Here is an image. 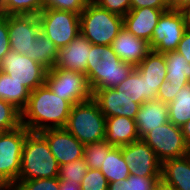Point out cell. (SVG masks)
<instances>
[{
	"mask_svg": "<svg viewBox=\"0 0 190 190\" xmlns=\"http://www.w3.org/2000/svg\"><path fill=\"white\" fill-rule=\"evenodd\" d=\"M72 106L44 84L30 92L28 103L21 111V124L30 132L36 133L64 128Z\"/></svg>",
	"mask_w": 190,
	"mask_h": 190,
	"instance_id": "1",
	"label": "cell"
},
{
	"mask_svg": "<svg viewBox=\"0 0 190 190\" xmlns=\"http://www.w3.org/2000/svg\"><path fill=\"white\" fill-rule=\"evenodd\" d=\"M135 68L124 63L111 45H93L89 51L86 77L93 92L95 89L116 88Z\"/></svg>",
	"mask_w": 190,
	"mask_h": 190,
	"instance_id": "2",
	"label": "cell"
},
{
	"mask_svg": "<svg viewBox=\"0 0 190 190\" xmlns=\"http://www.w3.org/2000/svg\"><path fill=\"white\" fill-rule=\"evenodd\" d=\"M59 164L50 151L47 140L30 132L24 141L18 181L58 177Z\"/></svg>",
	"mask_w": 190,
	"mask_h": 190,
	"instance_id": "3",
	"label": "cell"
},
{
	"mask_svg": "<svg viewBox=\"0 0 190 190\" xmlns=\"http://www.w3.org/2000/svg\"><path fill=\"white\" fill-rule=\"evenodd\" d=\"M123 28V16L98 4H86L80 14V33L93 45H111Z\"/></svg>",
	"mask_w": 190,
	"mask_h": 190,
	"instance_id": "4",
	"label": "cell"
},
{
	"mask_svg": "<svg viewBox=\"0 0 190 190\" xmlns=\"http://www.w3.org/2000/svg\"><path fill=\"white\" fill-rule=\"evenodd\" d=\"M82 144L105 140L106 117L93 100L72 106L64 127Z\"/></svg>",
	"mask_w": 190,
	"mask_h": 190,
	"instance_id": "5",
	"label": "cell"
},
{
	"mask_svg": "<svg viewBox=\"0 0 190 190\" xmlns=\"http://www.w3.org/2000/svg\"><path fill=\"white\" fill-rule=\"evenodd\" d=\"M30 131L23 125L4 131L0 137V188L13 187L18 182L24 141Z\"/></svg>",
	"mask_w": 190,
	"mask_h": 190,
	"instance_id": "6",
	"label": "cell"
},
{
	"mask_svg": "<svg viewBox=\"0 0 190 190\" xmlns=\"http://www.w3.org/2000/svg\"><path fill=\"white\" fill-rule=\"evenodd\" d=\"M40 31L48 37L57 48L70 44L80 34V15L64 10L44 8L37 15Z\"/></svg>",
	"mask_w": 190,
	"mask_h": 190,
	"instance_id": "7",
	"label": "cell"
},
{
	"mask_svg": "<svg viewBox=\"0 0 190 190\" xmlns=\"http://www.w3.org/2000/svg\"><path fill=\"white\" fill-rule=\"evenodd\" d=\"M45 84L59 98L72 105L92 99V91L85 74L64 68L47 70Z\"/></svg>",
	"mask_w": 190,
	"mask_h": 190,
	"instance_id": "8",
	"label": "cell"
},
{
	"mask_svg": "<svg viewBox=\"0 0 190 190\" xmlns=\"http://www.w3.org/2000/svg\"><path fill=\"white\" fill-rule=\"evenodd\" d=\"M0 70L30 92L45 84L47 69L27 55L9 50L0 61Z\"/></svg>",
	"mask_w": 190,
	"mask_h": 190,
	"instance_id": "9",
	"label": "cell"
},
{
	"mask_svg": "<svg viewBox=\"0 0 190 190\" xmlns=\"http://www.w3.org/2000/svg\"><path fill=\"white\" fill-rule=\"evenodd\" d=\"M142 139L161 162L185 156L188 150L181 127L170 121L151 130Z\"/></svg>",
	"mask_w": 190,
	"mask_h": 190,
	"instance_id": "10",
	"label": "cell"
},
{
	"mask_svg": "<svg viewBox=\"0 0 190 190\" xmlns=\"http://www.w3.org/2000/svg\"><path fill=\"white\" fill-rule=\"evenodd\" d=\"M186 29L184 16L180 10L164 11L154 28L149 43L150 49L163 54L176 50Z\"/></svg>",
	"mask_w": 190,
	"mask_h": 190,
	"instance_id": "11",
	"label": "cell"
},
{
	"mask_svg": "<svg viewBox=\"0 0 190 190\" xmlns=\"http://www.w3.org/2000/svg\"><path fill=\"white\" fill-rule=\"evenodd\" d=\"M121 151L129 166L130 175L161 177L162 162L143 139L121 146Z\"/></svg>",
	"mask_w": 190,
	"mask_h": 190,
	"instance_id": "12",
	"label": "cell"
},
{
	"mask_svg": "<svg viewBox=\"0 0 190 190\" xmlns=\"http://www.w3.org/2000/svg\"><path fill=\"white\" fill-rule=\"evenodd\" d=\"M10 49L20 54H30L32 43L40 33L37 15H7Z\"/></svg>",
	"mask_w": 190,
	"mask_h": 190,
	"instance_id": "13",
	"label": "cell"
},
{
	"mask_svg": "<svg viewBox=\"0 0 190 190\" xmlns=\"http://www.w3.org/2000/svg\"><path fill=\"white\" fill-rule=\"evenodd\" d=\"M40 134L47 140L59 166L83 158L85 145L65 128L47 129Z\"/></svg>",
	"mask_w": 190,
	"mask_h": 190,
	"instance_id": "14",
	"label": "cell"
},
{
	"mask_svg": "<svg viewBox=\"0 0 190 190\" xmlns=\"http://www.w3.org/2000/svg\"><path fill=\"white\" fill-rule=\"evenodd\" d=\"M92 99L106 118L123 116L135 119L140 107L138 103L132 102L131 96L115 88L95 89Z\"/></svg>",
	"mask_w": 190,
	"mask_h": 190,
	"instance_id": "15",
	"label": "cell"
},
{
	"mask_svg": "<svg viewBox=\"0 0 190 190\" xmlns=\"http://www.w3.org/2000/svg\"><path fill=\"white\" fill-rule=\"evenodd\" d=\"M169 9H154L151 7L131 8L123 16V27L135 37L146 40L150 43L154 28L164 11Z\"/></svg>",
	"mask_w": 190,
	"mask_h": 190,
	"instance_id": "16",
	"label": "cell"
},
{
	"mask_svg": "<svg viewBox=\"0 0 190 190\" xmlns=\"http://www.w3.org/2000/svg\"><path fill=\"white\" fill-rule=\"evenodd\" d=\"M92 44L80 33L70 44L59 48L58 60L53 68H64L86 75Z\"/></svg>",
	"mask_w": 190,
	"mask_h": 190,
	"instance_id": "17",
	"label": "cell"
},
{
	"mask_svg": "<svg viewBox=\"0 0 190 190\" xmlns=\"http://www.w3.org/2000/svg\"><path fill=\"white\" fill-rule=\"evenodd\" d=\"M111 47L124 63L137 66L151 51L149 43L141 38L135 37L126 28H122L113 40Z\"/></svg>",
	"mask_w": 190,
	"mask_h": 190,
	"instance_id": "18",
	"label": "cell"
},
{
	"mask_svg": "<svg viewBox=\"0 0 190 190\" xmlns=\"http://www.w3.org/2000/svg\"><path fill=\"white\" fill-rule=\"evenodd\" d=\"M135 69L148 84V101L157 99V91L166 80V61L163 53L151 50Z\"/></svg>",
	"mask_w": 190,
	"mask_h": 190,
	"instance_id": "19",
	"label": "cell"
},
{
	"mask_svg": "<svg viewBox=\"0 0 190 190\" xmlns=\"http://www.w3.org/2000/svg\"><path fill=\"white\" fill-rule=\"evenodd\" d=\"M140 139L151 130L169 122L168 104L159 100H150L140 105L135 116Z\"/></svg>",
	"mask_w": 190,
	"mask_h": 190,
	"instance_id": "20",
	"label": "cell"
},
{
	"mask_svg": "<svg viewBox=\"0 0 190 190\" xmlns=\"http://www.w3.org/2000/svg\"><path fill=\"white\" fill-rule=\"evenodd\" d=\"M139 139L134 119L123 116L106 118L105 140L110 145L121 147Z\"/></svg>",
	"mask_w": 190,
	"mask_h": 190,
	"instance_id": "21",
	"label": "cell"
},
{
	"mask_svg": "<svg viewBox=\"0 0 190 190\" xmlns=\"http://www.w3.org/2000/svg\"><path fill=\"white\" fill-rule=\"evenodd\" d=\"M161 180L173 190H190V161L185 155L162 162Z\"/></svg>",
	"mask_w": 190,
	"mask_h": 190,
	"instance_id": "22",
	"label": "cell"
},
{
	"mask_svg": "<svg viewBox=\"0 0 190 190\" xmlns=\"http://www.w3.org/2000/svg\"><path fill=\"white\" fill-rule=\"evenodd\" d=\"M167 73L166 80L174 87L183 88L190 84V64L176 50L164 53Z\"/></svg>",
	"mask_w": 190,
	"mask_h": 190,
	"instance_id": "23",
	"label": "cell"
},
{
	"mask_svg": "<svg viewBox=\"0 0 190 190\" xmlns=\"http://www.w3.org/2000/svg\"><path fill=\"white\" fill-rule=\"evenodd\" d=\"M30 96V91L8 74L0 70V99L13 104L22 111Z\"/></svg>",
	"mask_w": 190,
	"mask_h": 190,
	"instance_id": "24",
	"label": "cell"
},
{
	"mask_svg": "<svg viewBox=\"0 0 190 190\" xmlns=\"http://www.w3.org/2000/svg\"><path fill=\"white\" fill-rule=\"evenodd\" d=\"M30 54H26L31 60L40 63L47 70L52 69L58 60L57 46L41 31L32 43Z\"/></svg>",
	"mask_w": 190,
	"mask_h": 190,
	"instance_id": "25",
	"label": "cell"
},
{
	"mask_svg": "<svg viewBox=\"0 0 190 190\" xmlns=\"http://www.w3.org/2000/svg\"><path fill=\"white\" fill-rule=\"evenodd\" d=\"M100 171L109 183L126 179L130 175L129 166L123 159L121 147H114L105 156Z\"/></svg>",
	"mask_w": 190,
	"mask_h": 190,
	"instance_id": "26",
	"label": "cell"
},
{
	"mask_svg": "<svg viewBox=\"0 0 190 190\" xmlns=\"http://www.w3.org/2000/svg\"><path fill=\"white\" fill-rule=\"evenodd\" d=\"M169 121L182 127L190 120V84L183 87L168 104Z\"/></svg>",
	"mask_w": 190,
	"mask_h": 190,
	"instance_id": "27",
	"label": "cell"
},
{
	"mask_svg": "<svg viewBox=\"0 0 190 190\" xmlns=\"http://www.w3.org/2000/svg\"><path fill=\"white\" fill-rule=\"evenodd\" d=\"M122 93L125 92L131 96L132 102L142 105L148 101V84L142 78L139 72L134 68L129 76L116 88Z\"/></svg>",
	"mask_w": 190,
	"mask_h": 190,
	"instance_id": "28",
	"label": "cell"
},
{
	"mask_svg": "<svg viewBox=\"0 0 190 190\" xmlns=\"http://www.w3.org/2000/svg\"><path fill=\"white\" fill-rule=\"evenodd\" d=\"M44 0H0L1 15H38Z\"/></svg>",
	"mask_w": 190,
	"mask_h": 190,
	"instance_id": "29",
	"label": "cell"
},
{
	"mask_svg": "<svg viewBox=\"0 0 190 190\" xmlns=\"http://www.w3.org/2000/svg\"><path fill=\"white\" fill-rule=\"evenodd\" d=\"M115 146L110 145L106 140L86 144L83 158L89 169H100L105 156Z\"/></svg>",
	"mask_w": 190,
	"mask_h": 190,
	"instance_id": "30",
	"label": "cell"
},
{
	"mask_svg": "<svg viewBox=\"0 0 190 190\" xmlns=\"http://www.w3.org/2000/svg\"><path fill=\"white\" fill-rule=\"evenodd\" d=\"M21 125V111L13 104L0 99V128L10 131Z\"/></svg>",
	"mask_w": 190,
	"mask_h": 190,
	"instance_id": "31",
	"label": "cell"
},
{
	"mask_svg": "<svg viewBox=\"0 0 190 190\" xmlns=\"http://www.w3.org/2000/svg\"><path fill=\"white\" fill-rule=\"evenodd\" d=\"M88 169L84 158L77 159L59 166L58 178L59 180H70V182L75 181L80 185Z\"/></svg>",
	"mask_w": 190,
	"mask_h": 190,
	"instance_id": "32",
	"label": "cell"
},
{
	"mask_svg": "<svg viewBox=\"0 0 190 190\" xmlns=\"http://www.w3.org/2000/svg\"><path fill=\"white\" fill-rule=\"evenodd\" d=\"M12 188L14 190H59V178L18 181Z\"/></svg>",
	"mask_w": 190,
	"mask_h": 190,
	"instance_id": "33",
	"label": "cell"
},
{
	"mask_svg": "<svg viewBox=\"0 0 190 190\" xmlns=\"http://www.w3.org/2000/svg\"><path fill=\"white\" fill-rule=\"evenodd\" d=\"M109 182L100 169H88L80 184L81 190H108Z\"/></svg>",
	"mask_w": 190,
	"mask_h": 190,
	"instance_id": "34",
	"label": "cell"
},
{
	"mask_svg": "<svg viewBox=\"0 0 190 190\" xmlns=\"http://www.w3.org/2000/svg\"><path fill=\"white\" fill-rule=\"evenodd\" d=\"M85 6L83 0H44V8L70 11L79 15Z\"/></svg>",
	"mask_w": 190,
	"mask_h": 190,
	"instance_id": "35",
	"label": "cell"
},
{
	"mask_svg": "<svg viewBox=\"0 0 190 190\" xmlns=\"http://www.w3.org/2000/svg\"><path fill=\"white\" fill-rule=\"evenodd\" d=\"M96 4L121 16H125L131 10L130 0H98Z\"/></svg>",
	"mask_w": 190,
	"mask_h": 190,
	"instance_id": "36",
	"label": "cell"
},
{
	"mask_svg": "<svg viewBox=\"0 0 190 190\" xmlns=\"http://www.w3.org/2000/svg\"><path fill=\"white\" fill-rule=\"evenodd\" d=\"M129 190H152L161 177H141L129 175Z\"/></svg>",
	"mask_w": 190,
	"mask_h": 190,
	"instance_id": "37",
	"label": "cell"
},
{
	"mask_svg": "<svg viewBox=\"0 0 190 190\" xmlns=\"http://www.w3.org/2000/svg\"><path fill=\"white\" fill-rule=\"evenodd\" d=\"M10 50L8 36V16L0 14V61Z\"/></svg>",
	"mask_w": 190,
	"mask_h": 190,
	"instance_id": "38",
	"label": "cell"
},
{
	"mask_svg": "<svg viewBox=\"0 0 190 190\" xmlns=\"http://www.w3.org/2000/svg\"><path fill=\"white\" fill-rule=\"evenodd\" d=\"M182 88L174 87L169 84L168 80H165L159 87L157 91V100L169 104L171 103L175 97L176 94L181 90Z\"/></svg>",
	"mask_w": 190,
	"mask_h": 190,
	"instance_id": "39",
	"label": "cell"
},
{
	"mask_svg": "<svg viewBox=\"0 0 190 190\" xmlns=\"http://www.w3.org/2000/svg\"><path fill=\"white\" fill-rule=\"evenodd\" d=\"M131 8L151 7L154 9H170L165 0H130Z\"/></svg>",
	"mask_w": 190,
	"mask_h": 190,
	"instance_id": "40",
	"label": "cell"
},
{
	"mask_svg": "<svg viewBox=\"0 0 190 190\" xmlns=\"http://www.w3.org/2000/svg\"><path fill=\"white\" fill-rule=\"evenodd\" d=\"M177 52H179L186 61L190 64V29L187 28L181 38V41L179 42L177 49Z\"/></svg>",
	"mask_w": 190,
	"mask_h": 190,
	"instance_id": "41",
	"label": "cell"
},
{
	"mask_svg": "<svg viewBox=\"0 0 190 190\" xmlns=\"http://www.w3.org/2000/svg\"><path fill=\"white\" fill-rule=\"evenodd\" d=\"M108 190H129V180L126 178L116 182H111L108 185Z\"/></svg>",
	"mask_w": 190,
	"mask_h": 190,
	"instance_id": "42",
	"label": "cell"
},
{
	"mask_svg": "<svg viewBox=\"0 0 190 190\" xmlns=\"http://www.w3.org/2000/svg\"><path fill=\"white\" fill-rule=\"evenodd\" d=\"M59 190H81V187L75 181L59 180Z\"/></svg>",
	"mask_w": 190,
	"mask_h": 190,
	"instance_id": "43",
	"label": "cell"
},
{
	"mask_svg": "<svg viewBox=\"0 0 190 190\" xmlns=\"http://www.w3.org/2000/svg\"><path fill=\"white\" fill-rule=\"evenodd\" d=\"M189 3H190V0H171L168 3V5H169V8L172 10H181Z\"/></svg>",
	"mask_w": 190,
	"mask_h": 190,
	"instance_id": "44",
	"label": "cell"
},
{
	"mask_svg": "<svg viewBox=\"0 0 190 190\" xmlns=\"http://www.w3.org/2000/svg\"><path fill=\"white\" fill-rule=\"evenodd\" d=\"M181 131L184 136V140L188 146H190V120L186 122L182 127Z\"/></svg>",
	"mask_w": 190,
	"mask_h": 190,
	"instance_id": "45",
	"label": "cell"
},
{
	"mask_svg": "<svg viewBox=\"0 0 190 190\" xmlns=\"http://www.w3.org/2000/svg\"><path fill=\"white\" fill-rule=\"evenodd\" d=\"M184 16L187 28L190 29V3L180 10Z\"/></svg>",
	"mask_w": 190,
	"mask_h": 190,
	"instance_id": "46",
	"label": "cell"
},
{
	"mask_svg": "<svg viewBox=\"0 0 190 190\" xmlns=\"http://www.w3.org/2000/svg\"><path fill=\"white\" fill-rule=\"evenodd\" d=\"M152 190H173V189L160 179Z\"/></svg>",
	"mask_w": 190,
	"mask_h": 190,
	"instance_id": "47",
	"label": "cell"
},
{
	"mask_svg": "<svg viewBox=\"0 0 190 190\" xmlns=\"http://www.w3.org/2000/svg\"><path fill=\"white\" fill-rule=\"evenodd\" d=\"M98 0H83L85 4H94L97 3Z\"/></svg>",
	"mask_w": 190,
	"mask_h": 190,
	"instance_id": "48",
	"label": "cell"
},
{
	"mask_svg": "<svg viewBox=\"0 0 190 190\" xmlns=\"http://www.w3.org/2000/svg\"><path fill=\"white\" fill-rule=\"evenodd\" d=\"M186 156L189 158V161H190V146H188V150H187Z\"/></svg>",
	"mask_w": 190,
	"mask_h": 190,
	"instance_id": "49",
	"label": "cell"
},
{
	"mask_svg": "<svg viewBox=\"0 0 190 190\" xmlns=\"http://www.w3.org/2000/svg\"><path fill=\"white\" fill-rule=\"evenodd\" d=\"M0 190H14L12 187H8V188H0Z\"/></svg>",
	"mask_w": 190,
	"mask_h": 190,
	"instance_id": "50",
	"label": "cell"
},
{
	"mask_svg": "<svg viewBox=\"0 0 190 190\" xmlns=\"http://www.w3.org/2000/svg\"><path fill=\"white\" fill-rule=\"evenodd\" d=\"M4 133V130H2L1 128H0V137H1V135Z\"/></svg>",
	"mask_w": 190,
	"mask_h": 190,
	"instance_id": "51",
	"label": "cell"
}]
</instances>
